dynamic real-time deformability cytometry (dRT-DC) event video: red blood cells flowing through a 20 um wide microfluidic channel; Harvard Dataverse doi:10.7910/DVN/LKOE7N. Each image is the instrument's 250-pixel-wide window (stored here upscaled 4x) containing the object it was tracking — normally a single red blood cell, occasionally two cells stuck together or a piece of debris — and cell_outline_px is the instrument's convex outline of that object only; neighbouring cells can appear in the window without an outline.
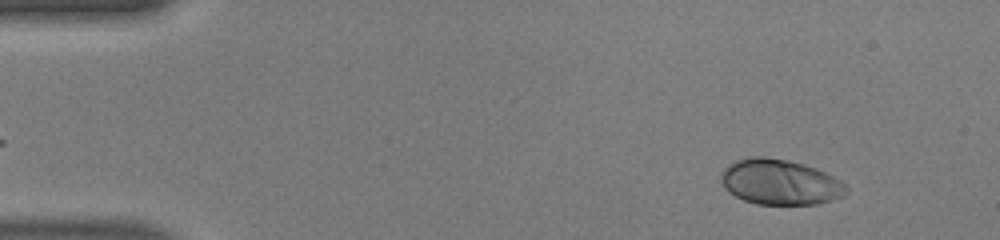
{"species": "human", "species_latin": "Homo sapiens", "temperature_condition": "warm", "stored_images_in_passage": 45, "camera_frame_rate_fps": 3000, "um_per_image_px": 0.085, "donor": {"sex": "male"}, "frame": {"image": 1, "passage_image": 1, "time_ms": 0.0, "image_size_px": [1000, 240], "cell_outline_px": [[848, 192], [844, 196], [832, 200], [816, 204], [756, 204], [744, 200], [728, 192], [724, 188], [720, 180], [720, 176], [724, 168], [728, 164], [736, 160], [752, 156], [764, 156], [788, 160], [804, 164], [816, 168], [840, 180], [848, 188]], "centroid_in_image_um": [66.28, 15.47], "position_along_channel_um": 18.7, "area_um2": 33.29}}
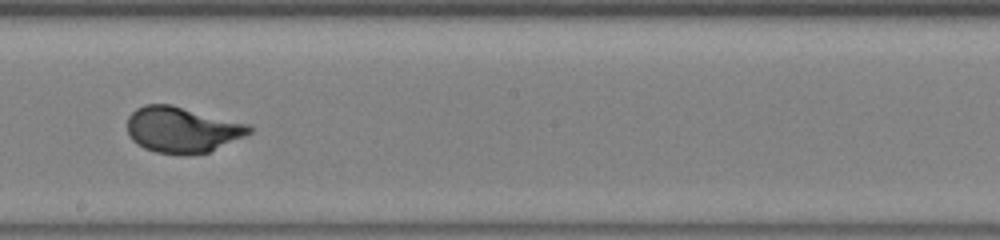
{"frame": {"image": 2, "passage_image": 24, "time_ms": 7.667, "image_size_px": [1000, 240], "cell_outline_px": [[252, 132], [244, 136], [208, 152], [156, 152], [144, 148], [132, 140], [128, 132], [128, 116], [136, 108], [144, 104], [172, 104], [252, 124]], "centroid_in_image_um": [15.5, 10.97], "position_along_channel_um": 232.7, "area_um2": 32.19}}
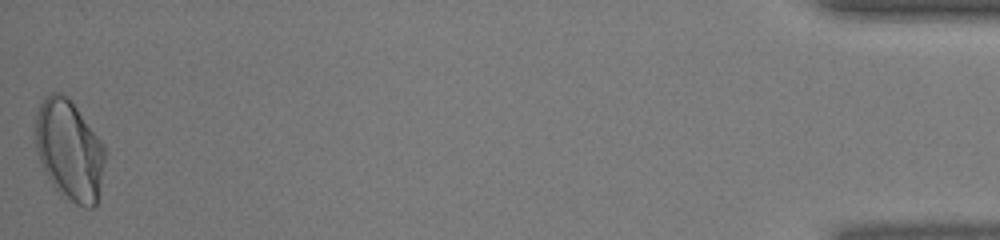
{"frame": {"image": 3, "passage_image": 45, "time_ms": 14.667, "image_size_px": [1000, 240], "cell_outline_px": [[104, 160], [96, 204], [92, 208], [84, 208], [60, 196], [52, 184], [36, 152], [36, 112], [40, 96], [52, 92], [60, 92], [72, 100], [104, 144]], "centroid_in_image_um": [5.86, 12.71], "position_along_channel_um": 429.3, "area_um2": 40.92}, "authors_computed_cell_mechanics": {"area_um2": 32.4258, "velocity_mm_per_s": 4.1644, "shape_relaxation_time_tau1_ms": 3.7398, "shape_relaxation_time_tau2_ms": null, "deformation_change_tau1": 0.2136, "deformation_change_tau2": null}}